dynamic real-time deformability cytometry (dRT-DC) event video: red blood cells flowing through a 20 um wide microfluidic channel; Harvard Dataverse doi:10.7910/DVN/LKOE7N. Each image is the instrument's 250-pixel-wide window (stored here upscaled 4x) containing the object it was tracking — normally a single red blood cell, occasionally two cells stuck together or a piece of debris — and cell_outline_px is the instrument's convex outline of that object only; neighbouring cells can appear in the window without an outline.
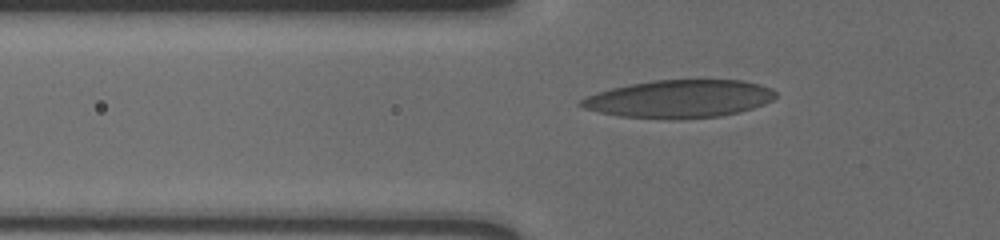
{"species": "human", "species_latin": "Homo sapiens", "temperature_condition": "cold", "stored_images_in_passage": 38, "camera_frame_rate_fps": 3000, "um_per_image_px": 0.085, "donor": {"sex": "male"}, "frame": {"image": 1, "passage_image": 3, "time_ms": 0.667, "image_size_px": [1000, 240], "cell_outline_px": [[776, 96], [772, 100], [764, 104], [740, 112], [720, 116], [672, 120], [668, 120], [620, 116], [600, 112], [584, 108], [576, 104], [584, 96], [612, 88], [628, 84], [652, 80], [740, 80], [772, 88], [776, 92]], "centroid_in_image_um": [57.71, 8.41], "position_along_channel_um": 68.1, "area_um2": 43.12}}
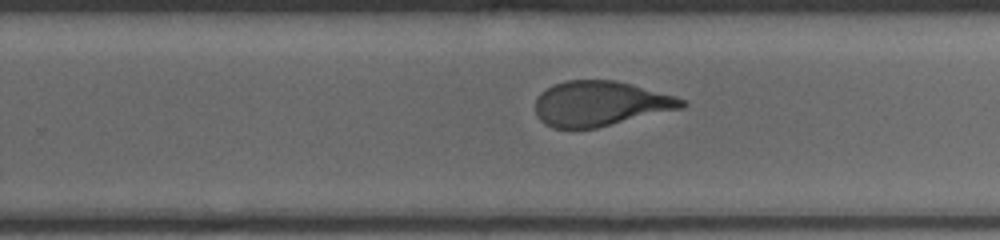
{"frame": {"image": 2, "passage_image": 21, "time_ms": 6.667, "image_size_px": [1000, 240], "cell_outline_px": [[688, 104], [684, 108], [596, 128], [552, 128], [544, 124], [536, 116], [536, 100], [540, 92], [556, 84], [568, 80], [616, 80], [632, 84], [672, 96], [684, 100]], "centroid_in_image_um": [51.01, 8.82], "position_along_channel_um": 278.8, "area_um2": 38.26}}
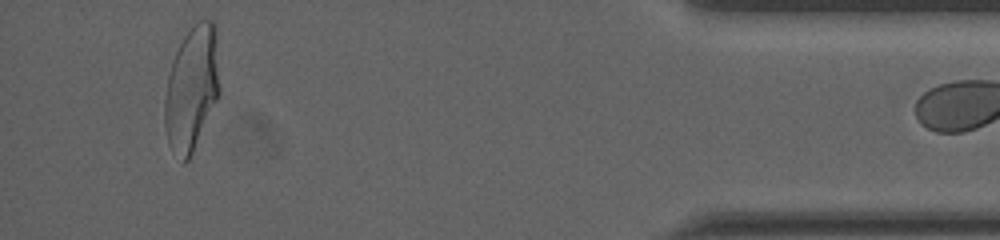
{"frame": {"image": 3, "passage_image": 37, "time_ms": 12.0, "image_size_px": [1000, 240], "cell_outline_px": [[220, 92], [192, 152], [188, 160], [184, 164], [168, 144], [164, 124], [164, 100], [168, 76], [172, 60], [184, 36], [200, 20], [212, 20], [216, 24], [220, 88]], "centroid_in_image_um": [16.3, 7.5], "position_along_channel_um": 418.9, "area_um2": 39.65}}